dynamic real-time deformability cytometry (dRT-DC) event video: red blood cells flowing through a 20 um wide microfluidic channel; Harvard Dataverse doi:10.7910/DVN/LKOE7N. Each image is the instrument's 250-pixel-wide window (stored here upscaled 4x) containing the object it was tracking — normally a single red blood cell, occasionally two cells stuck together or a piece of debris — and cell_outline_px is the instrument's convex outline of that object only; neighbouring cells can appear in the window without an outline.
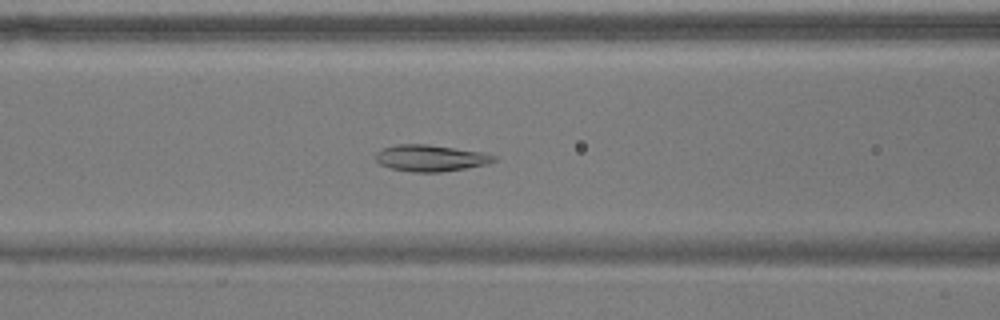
{"species": "common noctule bat (a hibernating species)", "species_latin": "Nyctalus noctula", "temperature_condition": "warm", "stored_images_in_passage": 43, "camera_frame_rate_fps": 3000, "um_per_image_px": 0.085, "animal": {"sex": "male", "body_mass_g": 17.9}, "frame": {"image": 1, "passage_image": 10, "time_ms": 3.0, "image_size_px": [1000, 320], "cell_outline_px": [[496, 160], [488, 164], [440, 172], [412, 172], [392, 168], [380, 164], [376, 160], [376, 152], [384, 148], [396, 144], [428, 144], [484, 152], [496, 156]], "centroid_in_image_um": [36.62, 13.43], "position_along_channel_um": 130.0, "area_um2": 18.21}}
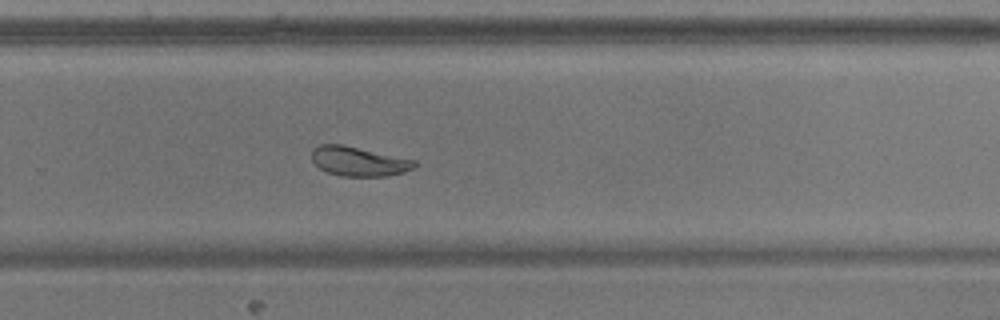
{"frame": {"image": 2, "passage_image": 24, "time_ms": 7.667, "image_size_px": [1000, 320], "cell_outline_px": [[416, 168], [404, 172], [388, 176], [340, 176], [328, 172], [320, 168], [312, 160], [312, 148], [320, 144], [344, 144], [416, 160]], "centroid_in_image_um": [30.51, 13.71], "position_along_channel_um": 299.3, "area_um2": 17.8}}
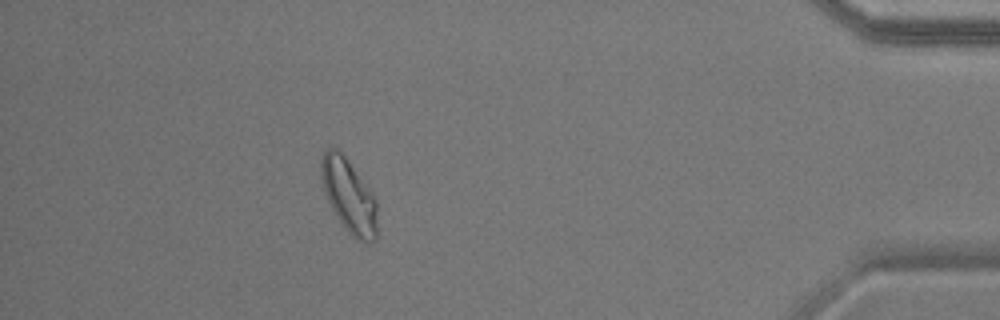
{"frame": {"image": 3, "passage_image": 37, "time_ms": 12.0, "image_size_px": [1000, 320], "cell_outline_px": [[376, 240], [372, 244], [364, 244], [356, 240], [348, 232], [332, 208], [324, 192], [320, 180], [320, 164], [324, 152], [328, 148], [336, 148], [344, 156], [372, 192], [376, 200]], "centroid_in_image_um": [29.66, 16.69], "position_along_channel_um": 405.5, "area_um2": 23.99}, "authors_computed_cell_mechanics": {"area_um2": 19.1896, "velocity_mm_per_s": 3.6328, "shape_relaxation_time_tau1_ms": 3.8176, "shape_relaxation_time_tau2_ms": 1.8454, "deformation_change_tau1": 0.0987, "deformation_change_tau2": 0.04}}